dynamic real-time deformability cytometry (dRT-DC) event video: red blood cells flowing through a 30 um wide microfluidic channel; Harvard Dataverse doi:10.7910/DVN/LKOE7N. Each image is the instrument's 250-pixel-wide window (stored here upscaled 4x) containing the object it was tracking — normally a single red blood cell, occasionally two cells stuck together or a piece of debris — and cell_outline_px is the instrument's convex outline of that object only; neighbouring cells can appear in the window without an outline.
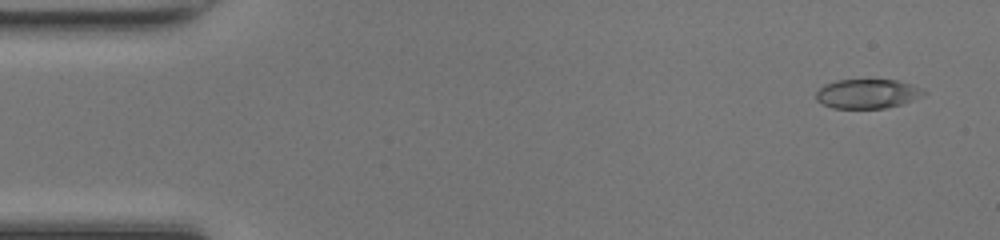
{"species": "common noctule bat (a hibernating species)", "species_latin": "Nyctalus noctula", "temperature_condition": "room temperature", "stored_images_in_passage": 49, "camera_frame_rate_fps": 3000, "um_per_image_px": 0.085, "animal": {"sex": "female", "body_mass_g": 17.0, "forearm_length_mm": 48.0}, "frame": {"image": 1, "passage_image": 3, "time_ms": 0.667, "image_size_px": [1000, 240], "cell_outline_px": [[928, 92], [912, 100], [900, 104], [884, 108], [832, 108], [816, 100], [816, 92], [824, 84], [836, 80], [896, 80], [912, 84]], "centroid_in_image_um": [73.7, 7.96], "position_along_channel_um": 11.3, "area_um2": 18.26}}
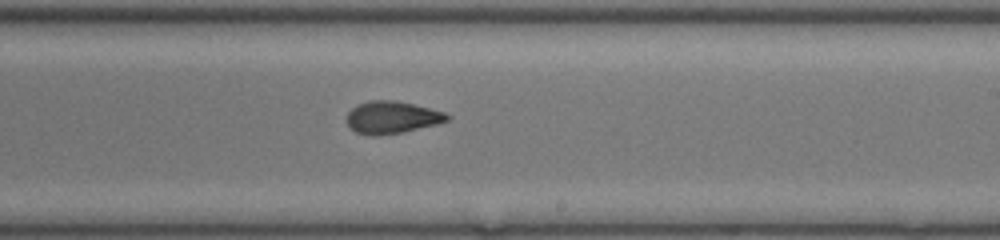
{"frame": {"image": 2, "passage_image": 29, "time_ms": 9.333, "image_size_px": [1000, 240], "cell_outline_px": [[452, 116], [448, 120], [436, 124], [404, 132], [376, 136], [372, 136], [356, 132], [348, 128], [348, 112], [356, 104], [368, 100], [392, 100], [412, 104], [444, 112]], "centroid_in_image_um": [33.28, 9.98], "position_along_channel_um": 255.7, "area_um2": 18.9}}
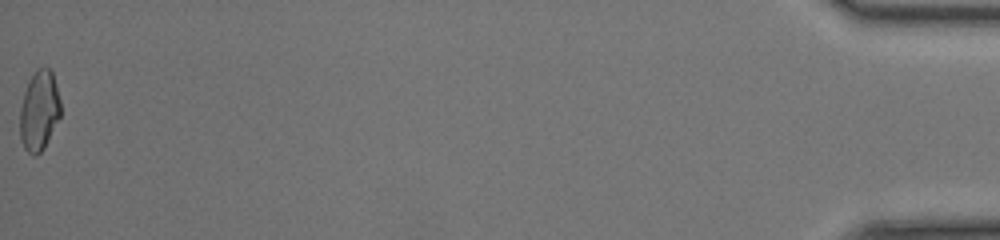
{"frame": {"image": 3, "passage_image": 49, "time_ms": 16.0, "image_size_px": [1000, 240], "cell_outline_px": [[60, 116], [44, 148], [36, 156], [32, 156], [24, 148], [20, 140], [20, 108], [24, 92], [28, 80], [36, 68], [48, 68], [52, 72], [60, 100]], "centroid_in_image_um": [3.31, 9.42], "position_along_channel_um": 431.9, "area_um2": 18.96}, "authors_computed_cell_mechanics": {"area_um2": 18.9006, "velocity_mm_per_s": 4.2851, "shape_relaxation_time_tau1_ms": null, "shape_relaxation_time_tau2_ms": 1.7978, "deformation_change_tau1": null, "deformation_change_tau2": 0.0777}}